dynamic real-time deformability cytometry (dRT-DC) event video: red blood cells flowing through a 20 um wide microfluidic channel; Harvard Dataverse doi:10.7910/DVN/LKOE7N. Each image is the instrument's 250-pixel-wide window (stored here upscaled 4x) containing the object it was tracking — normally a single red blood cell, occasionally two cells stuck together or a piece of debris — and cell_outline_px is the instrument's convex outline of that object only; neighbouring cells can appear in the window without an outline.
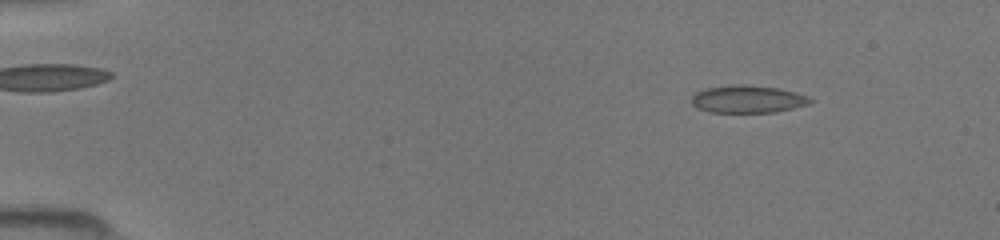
{"species": "common noctule bat (a hibernating species)", "species_latin": "Nyctalus noctula", "temperature_condition": "room temperature", "stored_images_in_passage": 50, "camera_frame_rate_fps": 3000, "um_per_image_px": 0.085, "animal": {"sex": "female", "body_mass_g": 19.5, "forearm_length_mm": 54.1}, "frame": {"image": 1, "passage_image": 7, "time_ms": 2.0, "image_size_px": [1000, 240], "cell_outline_px": [[816, 100], [808, 104], [776, 112], [708, 112], [692, 104], [692, 96], [696, 92], [708, 88], [732, 84], [744, 84], [780, 88], [796, 92], [808, 96]], "centroid_in_image_um": [63.6, 8.42], "position_along_channel_um": 21.4, "area_um2": 19.07}}
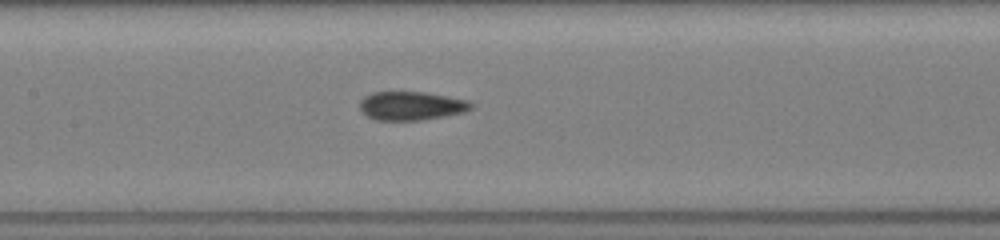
{"frame": {"image": 2, "passage_image": 25, "time_ms": 8.0, "image_size_px": [1000, 240], "cell_outline_px": [[476, 104], [472, 108], [464, 112], [444, 116], [420, 120], [376, 120], [368, 116], [360, 108], [360, 100], [364, 96], [372, 92], [424, 92], [468, 100]], "centroid_in_image_um": [34.98, 8.99], "position_along_channel_um": 172.4, "area_um2": 18.55}}
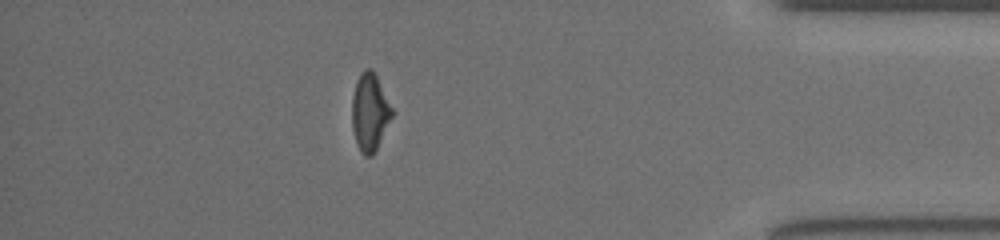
{"frame": {"image": 3, "passage_image": 44, "time_ms": 14.333, "image_size_px": [1000, 240], "cell_outline_px": [[392, 116], [372, 156], [364, 156], [356, 140], [352, 128], [352, 96], [356, 80], [360, 72], [364, 68], [372, 68], [376, 72], [392, 108]], "centroid_in_image_um": [31.42, 9.44], "position_along_channel_um": 403.8, "area_um2": 17.98}}